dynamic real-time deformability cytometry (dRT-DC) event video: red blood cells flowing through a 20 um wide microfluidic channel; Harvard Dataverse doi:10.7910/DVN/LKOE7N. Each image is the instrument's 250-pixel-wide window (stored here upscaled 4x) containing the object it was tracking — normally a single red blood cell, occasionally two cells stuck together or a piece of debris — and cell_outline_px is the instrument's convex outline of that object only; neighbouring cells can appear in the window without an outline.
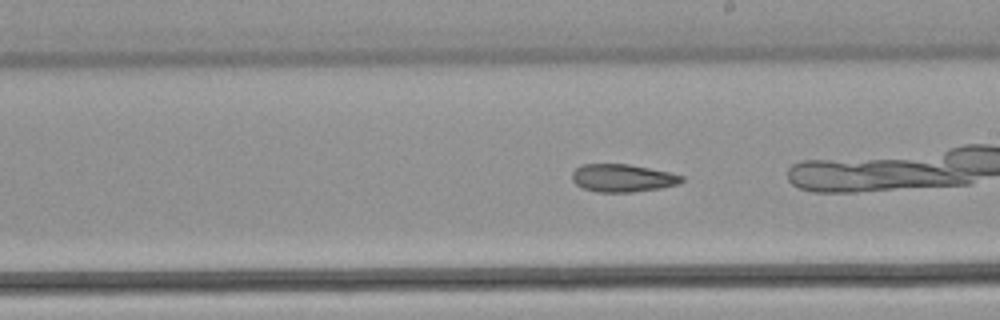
{"species": "common noctule bat (a hibernating species)", "species_latin": "Nyctalus noctula", "temperature_condition": "warm", "stored_images_in_passage": 30, "camera_frame_rate_fps": 3000, "um_per_image_px": 0.085, "animal": {"sex": "male", "body_mass_g": 21.5, "forearm_length_mm": 52.0}, "frame": {"image": 1, "passage_image": 13, "time_ms": 4.0, "image_size_px": [1000, 320], "cell_outline_px": [[684, 180], [680, 184], [660, 188], [632, 192], [600, 192], [584, 188], [576, 184], [572, 180], [572, 172], [580, 164], [628, 164], [668, 172], [684, 176]], "centroid_in_image_um": [52.92, 15.13], "position_along_channel_um": 236.1, "area_um2": 17.69}}